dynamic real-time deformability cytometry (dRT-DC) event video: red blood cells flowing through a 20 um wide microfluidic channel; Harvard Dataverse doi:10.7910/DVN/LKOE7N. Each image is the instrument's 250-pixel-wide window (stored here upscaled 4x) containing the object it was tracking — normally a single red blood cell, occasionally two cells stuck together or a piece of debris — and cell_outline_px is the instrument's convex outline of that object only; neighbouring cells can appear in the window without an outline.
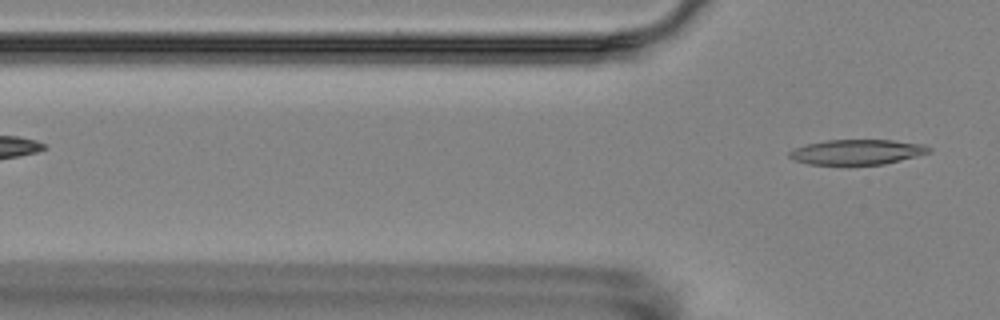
{"species": "Egyptian fruit bat (a non-hibernating species)", "species_latin": "Rousettus aegyptiacus", "temperature_condition": "room temperature", "stored_images_in_passage": 6, "camera_frame_rate_fps": 3000, "um_per_image_px": 0.085, "animal": {"sex": "female"}, "frame": {"image": 1, "passage_image": 6, "time_ms": 6.0, "image_size_px": [1000, 320], "cell_outline_px": [[932, 152], [884, 164], [808, 164], [792, 160], [788, 156], [788, 152], [796, 148], [808, 144], [828, 140], [892, 140], [924, 144], [932, 148]], "centroid_in_image_um": [72.87, 12.92], "position_along_channel_um": 52.9, "area_um2": 20.29}}